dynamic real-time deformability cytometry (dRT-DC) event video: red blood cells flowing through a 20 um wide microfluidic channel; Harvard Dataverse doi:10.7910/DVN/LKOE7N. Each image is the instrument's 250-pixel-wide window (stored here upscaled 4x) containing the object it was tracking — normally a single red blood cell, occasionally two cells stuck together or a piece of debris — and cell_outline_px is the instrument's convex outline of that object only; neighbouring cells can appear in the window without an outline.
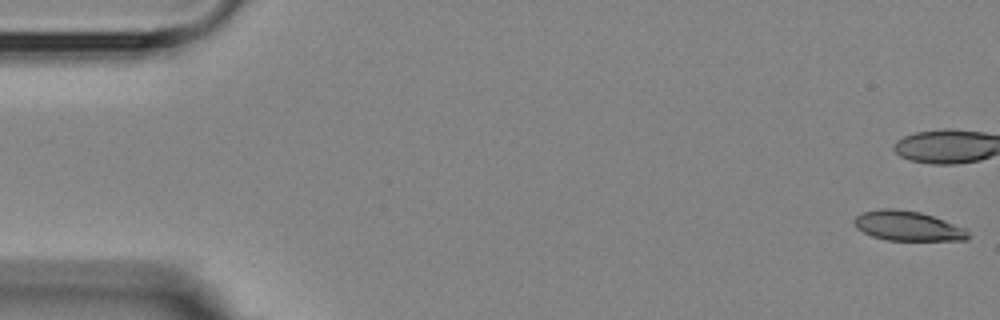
{"species": "Egyptian fruit bat (a non-hibernating species)", "species_latin": "Rousettus aegyptiacus", "temperature_condition": "room temperature", "stored_images_in_passage": 3, "camera_frame_rate_fps": 3000, "um_per_image_px": 0.085, "animal": {"sex": "female"}, "frame": {"image": 1, "passage_image": 1, "time_ms": 0.0, "image_size_px": [1000, 320], "cell_outline_px": [[972, 236], [968, 240], [888, 240], [872, 236], [856, 228], [852, 220], [856, 216], [864, 212], [880, 208], [896, 208], [920, 212], [944, 220], [964, 228]], "centroid_in_image_um": [77.15, 19.2], "position_along_channel_um": 7.8, "area_um2": 19.77}}